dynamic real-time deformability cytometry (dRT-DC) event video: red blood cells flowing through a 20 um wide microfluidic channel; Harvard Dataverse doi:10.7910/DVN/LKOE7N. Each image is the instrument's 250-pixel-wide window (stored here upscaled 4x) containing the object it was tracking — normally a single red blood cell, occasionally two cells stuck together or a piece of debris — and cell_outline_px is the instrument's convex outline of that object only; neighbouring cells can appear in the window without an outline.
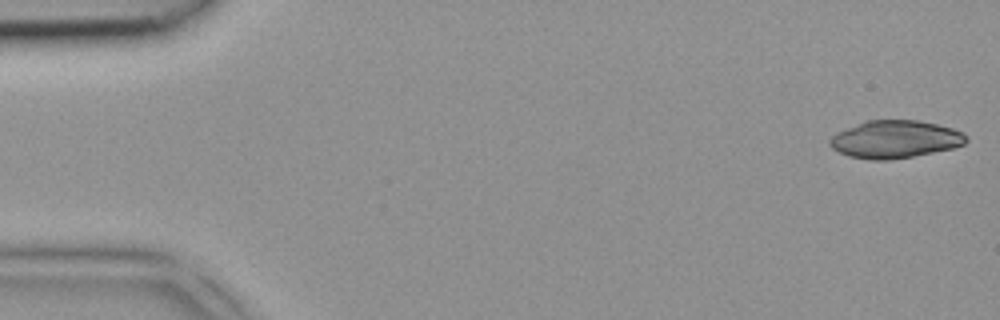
{"species": "common noctule bat (a hibernating species)", "species_latin": "Nyctalus noctula", "temperature_condition": "room temperature", "stored_images_in_passage": 2, "camera_frame_rate_fps": 3000, "um_per_image_px": 0.085, "animal": {"sex": "female", "body_mass_g": 18.4}, "frame": {"image": 1, "passage_image": 1, "time_ms": 0.0, "image_size_px": [1000, 320], "cell_outline_px": [[968, 140], [964, 144], [952, 148], [912, 156], [888, 160], [868, 160], [848, 156], [832, 148], [828, 144], [828, 140], [836, 132], [868, 120], [920, 120], [952, 128], [964, 132], [968, 136]], "centroid_in_image_um": [76.08, 11.84], "position_along_channel_um": 8.9, "area_um2": 29.94}}